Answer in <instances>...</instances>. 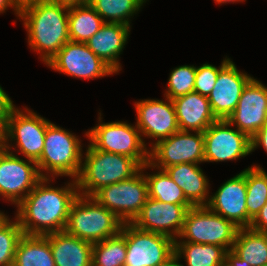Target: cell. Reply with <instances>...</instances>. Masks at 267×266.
I'll use <instances>...</instances> for the list:
<instances>
[{
    "label": "cell",
    "instance_id": "cell-1",
    "mask_svg": "<svg viewBox=\"0 0 267 266\" xmlns=\"http://www.w3.org/2000/svg\"><path fill=\"white\" fill-rule=\"evenodd\" d=\"M51 181L43 177L17 205L15 218L23 234L45 236L65 231L70 207L79 195L77 183L73 179L64 187L54 188L46 185Z\"/></svg>",
    "mask_w": 267,
    "mask_h": 266
},
{
    "label": "cell",
    "instance_id": "cell-2",
    "mask_svg": "<svg viewBox=\"0 0 267 266\" xmlns=\"http://www.w3.org/2000/svg\"><path fill=\"white\" fill-rule=\"evenodd\" d=\"M68 13L69 7L57 0H43L20 9L28 45L46 65L70 41Z\"/></svg>",
    "mask_w": 267,
    "mask_h": 266
},
{
    "label": "cell",
    "instance_id": "cell-3",
    "mask_svg": "<svg viewBox=\"0 0 267 266\" xmlns=\"http://www.w3.org/2000/svg\"><path fill=\"white\" fill-rule=\"evenodd\" d=\"M84 155L75 179L82 196H92L101 187L129 179L141 169L133 158L97 150L90 143Z\"/></svg>",
    "mask_w": 267,
    "mask_h": 266
},
{
    "label": "cell",
    "instance_id": "cell-4",
    "mask_svg": "<svg viewBox=\"0 0 267 266\" xmlns=\"http://www.w3.org/2000/svg\"><path fill=\"white\" fill-rule=\"evenodd\" d=\"M77 137L53 123L47 126L43 151L36 162L42 177L51 176L52 179L56 176H69L74 179L78 177L84 157L83 146Z\"/></svg>",
    "mask_w": 267,
    "mask_h": 266
},
{
    "label": "cell",
    "instance_id": "cell-5",
    "mask_svg": "<svg viewBox=\"0 0 267 266\" xmlns=\"http://www.w3.org/2000/svg\"><path fill=\"white\" fill-rule=\"evenodd\" d=\"M123 222L91 196L78 195L69 210L65 231L82 240L96 243L117 235Z\"/></svg>",
    "mask_w": 267,
    "mask_h": 266
},
{
    "label": "cell",
    "instance_id": "cell-6",
    "mask_svg": "<svg viewBox=\"0 0 267 266\" xmlns=\"http://www.w3.org/2000/svg\"><path fill=\"white\" fill-rule=\"evenodd\" d=\"M239 227L207 206H193L185 216L183 228L175 242L211 244L232 250ZM183 240V241H182Z\"/></svg>",
    "mask_w": 267,
    "mask_h": 266
},
{
    "label": "cell",
    "instance_id": "cell-7",
    "mask_svg": "<svg viewBox=\"0 0 267 266\" xmlns=\"http://www.w3.org/2000/svg\"><path fill=\"white\" fill-rule=\"evenodd\" d=\"M99 114V124L85 134L95 149L128 156L141 167L149 162V149L136 125L124 121L103 123Z\"/></svg>",
    "mask_w": 267,
    "mask_h": 266
},
{
    "label": "cell",
    "instance_id": "cell-8",
    "mask_svg": "<svg viewBox=\"0 0 267 266\" xmlns=\"http://www.w3.org/2000/svg\"><path fill=\"white\" fill-rule=\"evenodd\" d=\"M143 166L131 178L101 187L91 197L113 212L123 223H132L148 198Z\"/></svg>",
    "mask_w": 267,
    "mask_h": 266
},
{
    "label": "cell",
    "instance_id": "cell-9",
    "mask_svg": "<svg viewBox=\"0 0 267 266\" xmlns=\"http://www.w3.org/2000/svg\"><path fill=\"white\" fill-rule=\"evenodd\" d=\"M12 111L6 125L1 129V144L15 141V149L27 159L37 162L43 151L47 126L51 123L41 115L29 110Z\"/></svg>",
    "mask_w": 267,
    "mask_h": 266
},
{
    "label": "cell",
    "instance_id": "cell-10",
    "mask_svg": "<svg viewBox=\"0 0 267 266\" xmlns=\"http://www.w3.org/2000/svg\"><path fill=\"white\" fill-rule=\"evenodd\" d=\"M178 131L159 142L151 143L149 162L143 169H162L181 163L204 162L203 132Z\"/></svg>",
    "mask_w": 267,
    "mask_h": 266
},
{
    "label": "cell",
    "instance_id": "cell-11",
    "mask_svg": "<svg viewBox=\"0 0 267 266\" xmlns=\"http://www.w3.org/2000/svg\"><path fill=\"white\" fill-rule=\"evenodd\" d=\"M11 146L0 145V196L18 205L43 177L35 161L21 159Z\"/></svg>",
    "mask_w": 267,
    "mask_h": 266
},
{
    "label": "cell",
    "instance_id": "cell-12",
    "mask_svg": "<svg viewBox=\"0 0 267 266\" xmlns=\"http://www.w3.org/2000/svg\"><path fill=\"white\" fill-rule=\"evenodd\" d=\"M126 250L124 266H162L175 256V240L126 223Z\"/></svg>",
    "mask_w": 267,
    "mask_h": 266
},
{
    "label": "cell",
    "instance_id": "cell-13",
    "mask_svg": "<svg viewBox=\"0 0 267 266\" xmlns=\"http://www.w3.org/2000/svg\"><path fill=\"white\" fill-rule=\"evenodd\" d=\"M227 120H217L204 132V162L238 160L251 153V139Z\"/></svg>",
    "mask_w": 267,
    "mask_h": 266
},
{
    "label": "cell",
    "instance_id": "cell-14",
    "mask_svg": "<svg viewBox=\"0 0 267 266\" xmlns=\"http://www.w3.org/2000/svg\"><path fill=\"white\" fill-rule=\"evenodd\" d=\"M47 65L77 79L101 78L115 73L86 43L73 41H68Z\"/></svg>",
    "mask_w": 267,
    "mask_h": 266
},
{
    "label": "cell",
    "instance_id": "cell-15",
    "mask_svg": "<svg viewBox=\"0 0 267 266\" xmlns=\"http://www.w3.org/2000/svg\"><path fill=\"white\" fill-rule=\"evenodd\" d=\"M227 121L251 139L267 124V87L252 78Z\"/></svg>",
    "mask_w": 267,
    "mask_h": 266
},
{
    "label": "cell",
    "instance_id": "cell-16",
    "mask_svg": "<svg viewBox=\"0 0 267 266\" xmlns=\"http://www.w3.org/2000/svg\"><path fill=\"white\" fill-rule=\"evenodd\" d=\"M246 169L223 183L206 205L210 210L233 222L239 228H249L252 219L246 207Z\"/></svg>",
    "mask_w": 267,
    "mask_h": 266
},
{
    "label": "cell",
    "instance_id": "cell-17",
    "mask_svg": "<svg viewBox=\"0 0 267 266\" xmlns=\"http://www.w3.org/2000/svg\"><path fill=\"white\" fill-rule=\"evenodd\" d=\"M193 206L170 204L148 197L132 224L137 228L177 240L187 211Z\"/></svg>",
    "mask_w": 267,
    "mask_h": 266
},
{
    "label": "cell",
    "instance_id": "cell-18",
    "mask_svg": "<svg viewBox=\"0 0 267 266\" xmlns=\"http://www.w3.org/2000/svg\"><path fill=\"white\" fill-rule=\"evenodd\" d=\"M165 100L144 99L135 102L136 127L142 137L156 138V142H159L179 131L173 101L167 97Z\"/></svg>",
    "mask_w": 267,
    "mask_h": 266
},
{
    "label": "cell",
    "instance_id": "cell-19",
    "mask_svg": "<svg viewBox=\"0 0 267 266\" xmlns=\"http://www.w3.org/2000/svg\"><path fill=\"white\" fill-rule=\"evenodd\" d=\"M252 78L240 72L231 60L219 71L216 84L208 96L217 119L227 120L234 112L243 89Z\"/></svg>",
    "mask_w": 267,
    "mask_h": 266
},
{
    "label": "cell",
    "instance_id": "cell-20",
    "mask_svg": "<svg viewBox=\"0 0 267 266\" xmlns=\"http://www.w3.org/2000/svg\"><path fill=\"white\" fill-rule=\"evenodd\" d=\"M130 27L120 23H104L87 42V47L115 73L121 70L119 55L129 38Z\"/></svg>",
    "mask_w": 267,
    "mask_h": 266
},
{
    "label": "cell",
    "instance_id": "cell-21",
    "mask_svg": "<svg viewBox=\"0 0 267 266\" xmlns=\"http://www.w3.org/2000/svg\"><path fill=\"white\" fill-rule=\"evenodd\" d=\"M180 131L204 132L218 119L212 112L208 97L191 92L172 100Z\"/></svg>",
    "mask_w": 267,
    "mask_h": 266
},
{
    "label": "cell",
    "instance_id": "cell-22",
    "mask_svg": "<svg viewBox=\"0 0 267 266\" xmlns=\"http://www.w3.org/2000/svg\"><path fill=\"white\" fill-rule=\"evenodd\" d=\"M50 243L55 266H92L93 243L66 231L45 235Z\"/></svg>",
    "mask_w": 267,
    "mask_h": 266
},
{
    "label": "cell",
    "instance_id": "cell-23",
    "mask_svg": "<svg viewBox=\"0 0 267 266\" xmlns=\"http://www.w3.org/2000/svg\"><path fill=\"white\" fill-rule=\"evenodd\" d=\"M169 177L183 190L193 206H206L209 198V180L198 164L181 163L164 169Z\"/></svg>",
    "mask_w": 267,
    "mask_h": 266
},
{
    "label": "cell",
    "instance_id": "cell-24",
    "mask_svg": "<svg viewBox=\"0 0 267 266\" xmlns=\"http://www.w3.org/2000/svg\"><path fill=\"white\" fill-rule=\"evenodd\" d=\"M13 266H55L48 238L23 234L16 246Z\"/></svg>",
    "mask_w": 267,
    "mask_h": 266
},
{
    "label": "cell",
    "instance_id": "cell-25",
    "mask_svg": "<svg viewBox=\"0 0 267 266\" xmlns=\"http://www.w3.org/2000/svg\"><path fill=\"white\" fill-rule=\"evenodd\" d=\"M232 251L251 266L267 265V233L239 228Z\"/></svg>",
    "mask_w": 267,
    "mask_h": 266
},
{
    "label": "cell",
    "instance_id": "cell-26",
    "mask_svg": "<svg viewBox=\"0 0 267 266\" xmlns=\"http://www.w3.org/2000/svg\"><path fill=\"white\" fill-rule=\"evenodd\" d=\"M104 23V20L90 5L69 7L68 33L70 41L86 43Z\"/></svg>",
    "mask_w": 267,
    "mask_h": 266
},
{
    "label": "cell",
    "instance_id": "cell-27",
    "mask_svg": "<svg viewBox=\"0 0 267 266\" xmlns=\"http://www.w3.org/2000/svg\"><path fill=\"white\" fill-rule=\"evenodd\" d=\"M226 250L221 246L175 242V257H184L186 266H225ZM183 255V256H182ZM180 266H184L180 263Z\"/></svg>",
    "mask_w": 267,
    "mask_h": 266
},
{
    "label": "cell",
    "instance_id": "cell-28",
    "mask_svg": "<svg viewBox=\"0 0 267 266\" xmlns=\"http://www.w3.org/2000/svg\"><path fill=\"white\" fill-rule=\"evenodd\" d=\"M126 254V223H123L117 235L93 243L92 266H124Z\"/></svg>",
    "mask_w": 267,
    "mask_h": 266
},
{
    "label": "cell",
    "instance_id": "cell-29",
    "mask_svg": "<svg viewBox=\"0 0 267 266\" xmlns=\"http://www.w3.org/2000/svg\"><path fill=\"white\" fill-rule=\"evenodd\" d=\"M153 174H144L148 184V197L170 204L193 206L183 190L169 177L165 170L158 169Z\"/></svg>",
    "mask_w": 267,
    "mask_h": 266
},
{
    "label": "cell",
    "instance_id": "cell-30",
    "mask_svg": "<svg viewBox=\"0 0 267 266\" xmlns=\"http://www.w3.org/2000/svg\"><path fill=\"white\" fill-rule=\"evenodd\" d=\"M144 3L146 0H91L90 6L105 23L130 26V18L141 9Z\"/></svg>",
    "mask_w": 267,
    "mask_h": 266
},
{
    "label": "cell",
    "instance_id": "cell-31",
    "mask_svg": "<svg viewBox=\"0 0 267 266\" xmlns=\"http://www.w3.org/2000/svg\"><path fill=\"white\" fill-rule=\"evenodd\" d=\"M247 215L253 220L267 203V173L260 166L246 169Z\"/></svg>",
    "mask_w": 267,
    "mask_h": 266
},
{
    "label": "cell",
    "instance_id": "cell-32",
    "mask_svg": "<svg viewBox=\"0 0 267 266\" xmlns=\"http://www.w3.org/2000/svg\"><path fill=\"white\" fill-rule=\"evenodd\" d=\"M11 221L6 216L0 222V266H13L18 240L23 235L16 218Z\"/></svg>",
    "mask_w": 267,
    "mask_h": 266
},
{
    "label": "cell",
    "instance_id": "cell-33",
    "mask_svg": "<svg viewBox=\"0 0 267 266\" xmlns=\"http://www.w3.org/2000/svg\"><path fill=\"white\" fill-rule=\"evenodd\" d=\"M196 66L183 65L173 69L170 73L164 97L171 100L176 97L194 92Z\"/></svg>",
    "mask_w": 267,
    "mask_h": 266
},
{
    "label": "cell",
    "instance_id": "cell-34",
    "mask_svg": "<svg viewBox=\"0 0 267 266\" xmlns=\"http://www.w3.org/2000/svg\"><path fill=\"white\" fill-rule=\"evenodd\" d=\"M229 61L230 58L225 57L218 68L208 63L196 67L194 92L208 97L216 84L219 71Z\"/></svg>",
    "mask_w": 267,
    "mask_h": 266
},
{
    "label": "cell",
    "instance_id": "cell-35",
    "mask_svg": "<svg viewBox=\"0 0 267 266\" xmlns=\"http://www.w3.org/2000/svg\"><path fill=\"white\" fill-rule=\"evenodd\" d=\"M16 108L9 95L0 86V128L2 129L11 115L12 111Z\"/></svg>",
    "mask_w": 267,
    "mask_h": 266
},
{
    "label": "cell",
    "instance_id": "cell-36",
    "mask_svg": "<svg viewBox=\"0 0 267 266\" xmlns=\"http://www.w3.org/2000/svg\"><path fill=\"white\" fill-rule=\"evenodd\" d=\"M249 228L257 232L267 233V203L252 220Z\"/></svg>",
    "mask_w": 267,
    "mask_h": 266
},
{
    "label": "cell",
    "instance_id": "cell-37",
    "mask_svg": "<svg viewBox=\"0 0 267 266\" xmlns=\"http://www.w3.org/2000/svg\"><path fill=\"white\" fill-rule=\"evenodd\" d=\"M262 146L267 152V124L251 138V152Z\"/></svg>",
    "mask_w": 267,
    "mask_h": 266
},
{
    "label": "cell",
    "instance_id": "cell-38",
    "mask_svg": "<svg viewBox=\"0 0 267 266\" xmlns=\"http://www.w3.org/2000/svg\"><path fill=\"white\" fill-rule=\"evenodd\" d=\"M225 266H251L247 261L242 260L232 250L226 251Z\"/></svg>",
    "mask_w": 267,
    "mask_h": 266
},
{
    "label": "cell",
    "instance_id": "cell-39",
    "mask_svg": "<svg viewBox=\"0 0 267 266\" xmlns=\"http://www.w3.org/2000/svg\"><path fill=\"white\" fill-rule=\"evenodd\" d=\"M8 7L13 8L15 14L20 17V9L15 4L14 0H0V13H5Z\"/></svg>",
    "mask_w": 267,
    "mask_h": 266
},
{
    "label": "cell",
    "instance_id": "cell-40",
    "mask_svg": "<svg viewBox=\"0 0 267 266\" xmlns=\"http://www.w3.org/2000/svg\"><path fill=\"white\" fill-rule=\"evenodd\" d=\"M62 4L70 6L90 5L91 0H57Z\"/></svg>",
    "mask_w": 267,
    "mask_h": 266
},
{
    "label": "cell",
    "instance_id": "cell-41",
    "mask_svg": "<svg viewBox=\"0 0 267 266\" xmlns=\"http://www.w3.org/2000/svg\"><path fill=\"white\" fill-rule=\"evenodd\" d=\"M43 0H14L15 4L18 6L19 9H22L23 7L36 3V2H40Z\"/></svg>",
    "mask_w": 267,
    "mask_h": 266
},
{
    "label": "cell",
    "instance_id": "cell-42",
    "mask_svg": "<svg viewBox=\"0 0 267 266\" xmlns=\"http://www.w3.org/2000/svg\"><path fill=\"white\" fill-rule=\"evenodd\" d=\"M162 266H180L179 260L174 256L170 261Z\"/></svg>",
    "mask_w": 267,
    "mask_h": 266
},
{
    "label": "cell",
    "instance_id": "cell-43",
    "mask_svg": "<svg viewBox=\"0 0 267 266\" xmlns=\"http://www.w3.org/2000/svg\"><path fill=\"white\" fill-rule=\"evenodd\" d=\"M217 4H223V3H230V2H238V1H240V2H243V1H245V0H214Z\"/></svg>",
    "mask_w": 267,
    "mask_h": 266
},
{
    "label": "cell",
    "instance_id": "cell-44",
    "mask_svg": "<svg viewBox=\"0 0 267 266\" xmlns=\"http://www.w3.org/2000/svg\"><path fill=\"white\" fill-rule=\"evenodd\" d=\"M7 215L4 214V212L0 211V222L6 217Z\"/></svg>",
    "mask_w": 267,
    "mask_h": 266
},
{
    "label": "cell",
    "instance_id": "cell-45",
    "mask_svg": "<svg viewBox=\"0 0 267 266\" xmlns=\"http://www.w3.org/2000/svg\"><path fill=\"white\" fill-rule=\"evenodd\" d=\"M0 145H1V128H0Z\"/></svg>",
    "mask_w": 267,
    "mask_h": 266
}]
</instances>
